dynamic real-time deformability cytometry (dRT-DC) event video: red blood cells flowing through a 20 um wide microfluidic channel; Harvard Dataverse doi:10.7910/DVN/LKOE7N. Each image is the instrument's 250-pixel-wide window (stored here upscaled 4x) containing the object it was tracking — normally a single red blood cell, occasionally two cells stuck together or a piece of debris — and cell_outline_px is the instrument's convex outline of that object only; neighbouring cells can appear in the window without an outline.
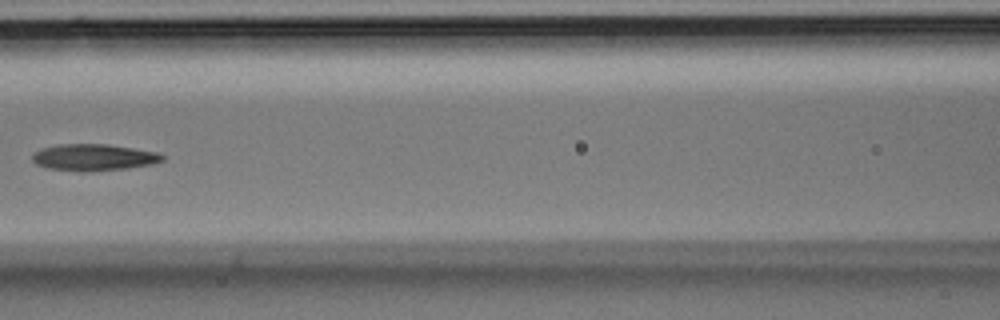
{"species": "Egyptian fruit bat (a non-hibernating species)", "species_latin": "Rousettus aegyptiacus", "temperature_condition": "room temperature", "stored_images_in_passage": 29, "camera_frame_rate_fps": 3000, "um_per_image_px": 0.085, "animal": {"sex": "male"}, "frame": {"image": 1, "passage_image": 9, "time_ms": 2.667, "image_size_px": [1000, 320], "cell_outline_px": [[164, 160], [152, 164], [128, 168], [84, 172], [48, 168], [36, 164], [32, 160], [32, 152], [40, 148], [56, 144], [108, 144], [156, 152], [164, 156]], "centroid_in_image_um": [7.91, 13.37], "position_along_channel_um": 158.7, "area_um2": 20.29}}
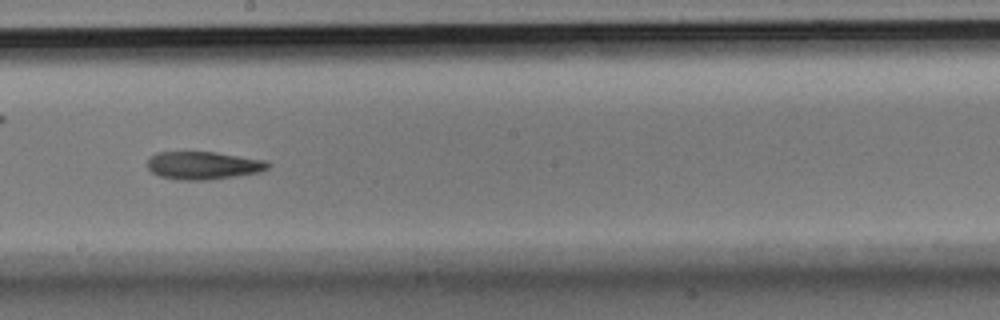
{"frame": {"image": 2, "passage_image": 13, "time_ms": 4.0, "image_size_px": [1000, 320], "cell_outline_px": [[272, 164], [268, 168], [260, 172], [208, 180], [184, 180], [160, 176], [152, 172], [148, 168], [148, 160], [156, 152], [216, 152], [268, 160]], "centroid_in_image_um": [17.33, 14.05], "position_along_channel_um": 230.9, "area_um2": 19.59}}
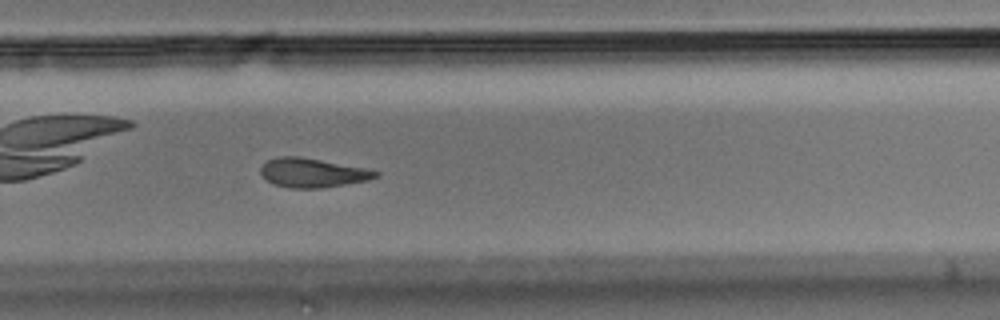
{"frame": {"image": 3, "passage_image": 17, "time_ms": 5.333, "image_size_px": [1000, 320], "cell_outline_px": [[380, 176], [368, 180], [320, 188], [292, 188], [272, 184], [260, 172], [260, 168], [264, 160], [276, 156], [300, 156], [364, 168], [380, 172]], "centroid_in_image_um": [26.52, 14.67], "position_along_channel_um": 303.3, "area_um2": 19.54}}